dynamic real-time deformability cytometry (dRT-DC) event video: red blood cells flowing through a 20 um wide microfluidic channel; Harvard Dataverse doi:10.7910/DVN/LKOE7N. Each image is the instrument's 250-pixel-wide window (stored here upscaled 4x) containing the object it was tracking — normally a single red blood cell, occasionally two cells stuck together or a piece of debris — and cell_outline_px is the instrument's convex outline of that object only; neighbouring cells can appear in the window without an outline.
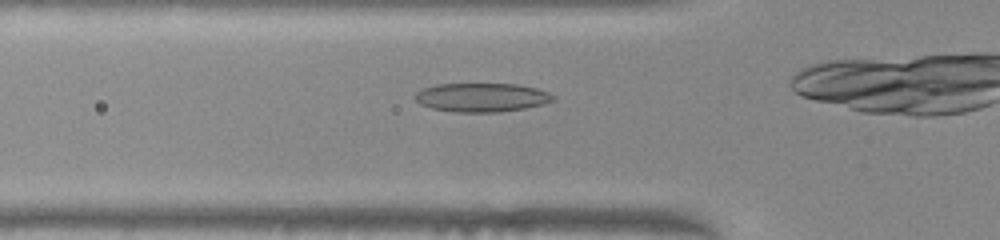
{"species": "common noctule bat (a hibernating species)", "species_latin": "Nyctalus noctula", "temperature_condition": "warm", "stored_images_in_passage": 29, "camera_frame_rate_fps": 3000, "um_per_image_px": 0.085, "animal": {"sex": "female", "body_mass_g": 22.0, "forearm_length_mm": 56.7}, "frame": {"image": 1, "passage_image": 5, "time_ms": 1.333, "image_size_px": [1000, 240], "cell_outline_px": [[556, 96], [552, 100], [540, 104], [524, 108], [500, 112], [460, 112], [432, 108], [420, 104], [416, 100], [416, 92], [424, 88], [436, 84], [516, 84], [536, 88], [548, 92]], "centroid_in_image_um": [40.94, 8.27], "position_along_channel_um": 84.9, "area_um2": 22.89}}
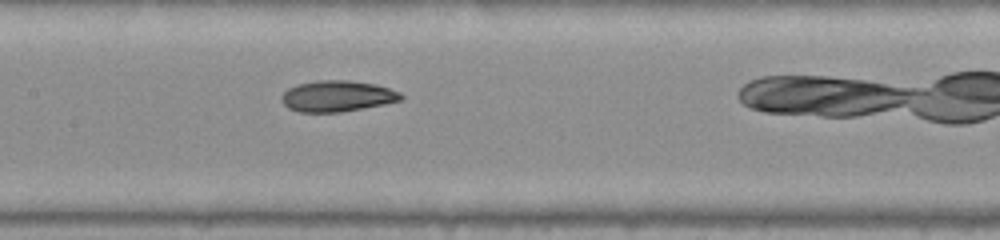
{"frame": {"image": 2, "passage_image": 12, "time_ms": 3.667, "image_size_px": [1000, 240], "cell_outline_px": [[404, 96], [400, 100], [384, 104], [340, 112], [300, 112], [288, 108], [284, 104], [280, 96], [288, 88], [296, 84], [316, 80], [348, 80], [376, 84], [400, 92]], "centroid_in_image_um": [28.64, 8.16], "position_along_channel_um": 178.8, "area_um2": 21.62}}
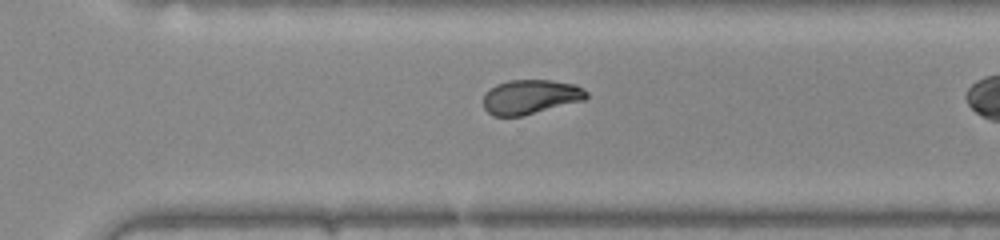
{"frame": {"image": 3, "passage_image": 23, "time_ms": 7.333, "image_size_px": [1000, 240], "cell_outline_px": [[588, 96], [584, 100], [520, 116], [492, 116], [484, 108], [484, 92], [496, 84], [508, 80], [552, 80], [576, 84], [584, 88], [588, 92]], "centroid_in_image_um": [45.09, 8.22], "position_along_channel_um": 325.5, "area_um2": 20.75}}